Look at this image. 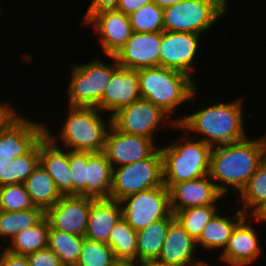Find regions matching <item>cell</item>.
Here are the masks:
<instances>
[{"label": "cell", "instance_id": "obj_1", "mask_svg": "<svg viewBox=\"0 0 266 266\" xmlns=\"http://www.w3.org/2000/svg\"><path fill=\"white\" fill-rule=\"evenodd\" d=\"M242 101L237 98L233 102L218 101L212 105L208 103V106L201 104L197 111L176 118L178 125L175 128L193 133L195 136L191 137L212 147L241 141L248 137L243 123L245 110Z\"/></svg>", "mask_w": 266, "mask_h": 266}, {"label": "cell", "instance_id": "obj_2", "mask_svg": "<svg viewBox=\"0 0 266 266\" xmlns=\"http://www.w3.org/2000/svg\"><path fill=\"white\" fill-rule=\"evenodd\" d=\"M261 162L260 137H255L253 140L247 137L235 143L212 148L209 176L224 196L229 192L237 195L246 186Z\"/></svg>", "mask_w": 266, "mask_h": 266}, {"label": "cell", "instance_id": "obj_3", "mask_svg": "<svg viewBox=\"0 0 266 266\" xmlns=\"http://www.w3.org/2000/svg\"><path fill=\"white\" fill-rule=\"evenodd\" d=\"M68 108L59 137L54 135L47 125H45V136L54 145L69 151L103 152L106 136L112 125V116L108 115L109 118L105 121L106 117H102L104 112L96 107L68 106Z\"/></svg>", "mask_w": 266, "mask_h": 266}, {"label": "cell", "instance_id": "obj_4", "mask_svg": "<svg viewBox=\"0 0 266 266\" xmlns=\"http://www.w3.org/2000/svg\"><path fill=\"white\" fill-rule=\"evenodd\" d=\"M138 75L141 98L148 99L170 117L179 105L196 100L198 84L183 72L156 66L139 69Z\"/></svg>", "mask_w": 266, "mask_h": 266}, {"label": "cell", "instance_id": "obj_5", "mask_svg": "<svg viewBox=\"0 0 266 266\" xmlns=\"http://www.w3.org/2000/svg\"><path fill=\"white\" fill-rule=\"evenodd\" d=\"M171 143L164 147L159 146L162 154L163 184L168 189L174 183L209 175L213 148L211 145L191 137L187 132Z\"/></svg>", "mask_w": 266, "mask_h": 266}, {"label": "cell", "instance_id": "obj_6", "mask_svg": "<svg viewBox=\"0 0 266 266\" xmlns=\"http://www.w3.org/2000/svg\"><path fill=\"white\" fill-rule=\"evenodd\" d=\"M113 60L105 63L96 57L88 63H73L71 79L67 89V106L96 107L100 110V99L119 64L113 55H106Z\"/></svg>", "mask_w": 266, "mask_h": 266}, {"label": "cell", "instance_id": "obj_7", "mask_svg": "<svg viewBox=\"0 0 266 266\" xmlns=\"http://www.w3.org/2000/svg\"><path fill=\"white\" fill-rule=\"evenodd\" d=\"M228 3L229 0H181L163 8L164 31L203 35L223 18L231 5Z\"/></svg>", "mask_w": 266, "mask_h": 266}, {"label": "cell", "instance_id": "obj_8", "mask_svg": "<svg viewBox=\"0 0 266 266\" xmlns=\"http://www.w3.org/2000/svg\"><path fill=\"white\" fill-rule=\"evenodd\" d=\"M163 185L162 154L158 149L144 160L113 168L110 199L123 198Z\"/></svg>", "mask_w": 266, "mask_h": 266}, {"label": "cell", "instance_id": "obj_9", "mask_svg": "<svg viewBox=\"0 0 266 266\" xmlns=\"http://www.w3.org/2000/svg\"><path fill=\"white\" fill-rule=\"evenodd\" d=\"M120 203L122 217L136 232L172 214L169 189L164 184L131 194Z\"/></svg>", "mask_w": 266, "mask_h": 266}, {"label": "cell", "instance_id": "obj_10", "mask_svg": "<svg viewBox=\"0 0 266 266\" xmlns=\"http://www.w3.org/2000/svg\"><path fill=\"white\" fill-rule=\"evenodd\" d=\"M163 123H167L164 126L167 127L169 124L172 128L178 125L175 119H172L160 107L154 105L148 99L141 97L112 115V124L119 131L147 137L154 141L156 130H159V126Z\"/></svg>", "mask_w": 266, "mask_h": 266}, {"label": "cell", "instance_id": "obj_11", "mask_svg": "<svg viewBox=\"0 0 266 266\" xmlns=\"http://www.w3.org/2000/svg\"><path fill=\"white\" fill-rule=\"evenodd\" d=\"M45 125L17 114L0 132V167L29 153L44 138Z\"/></svg>", "mask_w": 266, "mask_h": 266}, {"label": "cell", "instance_id": "obj_12", "mask_svg": "<svg viewBox=\"0 0 266 266\" xmlns=\"http://www.w3.org/2000/svg\"><path fill=\"white\" fill-rule=\"evenodd\" d=\"M191 32H161L159 49V66L174 69L192 77L197 54L199 53L200 38Z\"/></svg>", "mask_w": 266, "mask_h": 266}, {"label": "cell", "instance_id": "obj_13", "mask_svg": "<svg viewBox=\"0 0 266 266\" xmlns=\"http://www.w3.org/2000/svg\"><path fill=\"white\" fill-rule=\"evenodd\" d=\"M156 145L152 139L124 133L112 124L106 136L103 152L112 168H117L151 157L159 149Z\"/></svg>", "mask_w": 266, "mask_h": 266}, {"label": "cell", "instance_id": "obj_14", "mask_svg": "<svg viewBox=\"0 0 266 266\" xmlns=\"http://www.w3.org/2000/svg\"><path fill=\"white\" fill-rule=\"evenodd\" d=\"M93 200L78 195L62 196L45 212L50 228L84 237Z\"/></svg>", "mask_w": 266, "mask_h": 266}, {"label": "cell", "instance_id": "obj_15", "mask_svg": "<svg viewBox=\"0 0 266 266\" xmlns=\"http://www.w3.org/2000/svg\"><path fill=\"white\" fill-rule=\"evenodd\" d=\"M92 26L99 36L100 48L104 55H115L127 40L133 30L129 15L118 10H107L95 14L85 25Z\"/></svg>", "mask_w": 266, "mask_h": 266}, {"label": "cell", "instance_id": "obj_16", "mask_svg": "<svg viewBox=\"0 0 266 266\" xmlns=\"http://www.w3.org/2000/svg\"><path fill=\"white\" fill-rule=\"evenodd\" d=\"M170 207L173 214L190 207L218 205L224 195L210 176L174 183L169 188Z\"/></svg>", "mask_w": 266, "mask_h": 266}, {"label": "cell", "instance_id": "obj_17", "mask_svg": "<svg viewBox=\"0 0 266 266\" xmlns=\"http://www.w3.org/2000/svg\"><path fill=\"white\" fill-rule=\"evenodd\" d=\"M248 221V216H245L235 226L226 248L219 254L220 260L228 266H249L255 263L263 253L257 230L250 225L251 220L249 223Z\"/></svg>", "mask_w": 266, "mask_h": 266}, {"label": "cell", "instance_id": "obj_18", "mask_svg": "<svg viewBox=\"0 0 266 266\" xmlns=\"http://www.w3.org/2000/svg\"><path fill=\"white\" fill-rule=\"evenodd\" d=\"M161 32L132 33L114 57L119 66L143 69L159 66Z\"/></svg>", "mask_w": 266, "mask_h": 266}, {"label": "cell", "instance_id": "obj_19", "mask_svg": "<svg viewBox=\"0 0 266 266\" xmlns=\"http://www.w3.org/2000/svg\"><path fill=\"white\" fill-rule=\"evenodd\" d=\"M140 97L138 70L118 66L100 99V111L112 116Z\"/></svg>", "mask_w": 266, "mask_h": 266}, {"label": "cell", "instance_id": "obj_20", "mask_svg": "<svg viewBox=\"0 0 266 266\" xmlns=\"http://www.w3.org/2000/svg\"><path fill=\"white\" fill-rule=\"evenodd\" d=\"M196 240L184 229L175 218L167 229L158 262L168 266H200L204 260L196 257Z\"/></svg>", "mask_w": 266, "mask_h": 266}, {"label": "cell", "instance_id": "obj_21", "mask_svg": "<svg viewBox=\"0 0 266 266\" xmlns=\"http://www.w3.org/2000/svg\"><path fill=\"white\" fill-rule=\"evenodd\" d=\"M40 164L54 180L62 196L73 195L69 150L54 145L46 136L40 141Z\"/></svg>", "mask_w": 266, "mask_h": 266}, {"label": "cell", "instance_id": "obj_22", "mask_svg": "<svg viewBox=\"0 0 266 266\" xmlns=\"http://www.w3.org/2000/svg\"><path fill=\"white\" fill-rule=\"evenodd\" d=\"M122 217L120 201L113 199H94L92 201L85 238L108 244L110 231Z\"/></svg>", "mask_w": 266, "mask_h": 266}, {"label": "cell", "instance_id": "obj_23", "mask_svg": "<svg viewBox=\"0 0 266 266\" xmlns=\"http://www.w3.org/2000/svg\"><path fill=\"white\" fill-rule=\"evenodd\" d=\"M113 168L104 152H87L86 197L109 199Z\"/></svg>", "mask_w": 266, "mask_h": 266}, {"label": "cell", "instance_id": "obj_24", "mask_svg": "<svg viewBox=\"0 0 266 266\" xmlns=\"http://www.w3.org/2000/svg\"><path fill=\"white\" fill-rule=\"evenodd\" d=\"M245 216L240 209L234 213L233 218L217 213L204 227L200 237L196 240L197 248L201 246L200 248H203V250L223 249L222 251H224L233 229Z\"/></svg>", "mask_w": 266, "mask_h": 266}, {"label": "cell", "instance_id": "obj_25", "mask_svg": "<svg viewBox=\"0 0 266 266\" xmlns=\"http://www.w3.org/2000/svg\"><path fill=\"white\" fill-rule=\"evenodd\" d=\"M174 219L175 215L172 213L169 217L154 221L137 231V262L158 259L167 229Z\"/></svg>", "mask_w": 266, "mask_h": 266}, {"label": "cell", "instance_id": "obj_26", "mask_svg": "<svg viewBox=\"0 0 266 266\" xmlns=\"http://www.w3.org/2000/svg\"><path fill=\"white\" fill-rule=\"evenodd\" d=\"M24 186L33 205L41 208L44 212L62 197L55 186L54 180L40 163L26 179Z\"/></svg>", "mask_w": 266, "mask_h": 266}, {"label": "cell", "instance_id": "obj_27", "mask_svg": "<svg viewBox=\"0 0 266 266\" xmlns=\"http://www.w3.org/2000/svg\"><path fill=\"white\" fill-rule=\"evenodd\" d=\"M240 210L248 217L257 216L266 207V164L261 162L246 186L240 191Z\"/></svg>", "mask_w": 266, "mask_h": 266}, {"label": "cell", "instance_id": "obj_28", "mask_svg": "<svg viewBox=\"0 0 266 266\" xmlns=\"http://www.w3.org/2000/svg\"><path fill=\"white\" fill-rule=\"evenodd\" d=\"M50 224L44 216L36 225L20 231L4 247L11 253L28 255L47 247Z\"/></svg>", "mask_w": 266, "mask_h": 266}, {"label": "cell", "instance_id": "obj_29", "mask_svg": "<svg viewBox=\"0 0 266 266\" xmlns=\"http://www.w3.org/2000/svg\"><path fill=\"white\" fill-rule=\"evenodd\" d=\"M108 245L118 261L137 262V232L121 217L110 231Z\"/></svg>", "mask_w": 266, "mask_h": 266}, {"label": "cell", "instance_id": "obj_30", "mask_svg": "<svg viewBox=\"0 0 266 266\" xmlns=\"http://www.w3.org/2000/svg\"><path fill=\"white\" fill-rule=\"evenodd\" d=\"M44 216L45 212L37 207L22 211H2L0 214V238L4 237L2 243L6 244L20 231L36 225Z\"/></svg>", "mask_w": 266, "mask_h": 266}, {"label": "cell", "instance_id": "obj_31", "mask_svg": "<svg viewBox=\"0 0 266 266\" xmlns=\"http://www.w3.org/2000/svg\"><path fill=\"white\" fill-rule=\"evenodd\" d=\"M82 236L50 228L47 247L60 259L61 264H77L83 245Z\"/></svg>", "mask_w": 266, "mask_h": 266}, {"label": "cell", "instance_id": "obj_32", "mask_svg": "<svg viewBox=\"0 0 266 266\" xmlns=\"http://www.w3.org/2000/svg\"><path fill=\"white\" fill-rule=\"evenodd\" d=\"M217 205L197 206L177 211L174 215L190 236L197 240L209 221L220 211Z\"/></svg>", "mask_w": 266, "mask_h": 266}, {"label": "cell", "instance_id": "obj_33", "mask_svg": "<svg viewBox=\"0 0 266 266\" xmlns=\"http://www.w3.org/2000/svg\"><path fill=\"white\" fill-rule=\"evenodd\" d=\"M132 30L138 33L163 32V8L153 1L129 15Z\"/></svg>", "mask_w": 266, "mask_h": 266}, {"label": "cell", "instance_id": "obj_34", "mask_svg": "<svg viewBox=\"0 0 266 266\" xmlns=\"http://www.w3.org/2000/svg\"><path fill=\"white\" fill-rule=\"evenodd\" d=\"M118 262L108 244L84 237L78 266H116Z\"/></svg>", "mask_w": 266, "mask_h": 266}, {"label": "cell", "instance_id": "obj_35", "mask_svg": "<svg viewBox=\"0 0 266 266\" xmlns=\"http://www.w3.org/2000/svg\"><path fill=\"white\" fill-rule=\"evenodd\" d=\"M0 204L2 211H22L35 207L24 184L0 186Z\"/></svg>", "mask_w": 266, "mask_h": 266}, {"label": "cell", "instance_id": "obj_36", "mask_svg": "<svg viewBox=\"0 0 266 266\" xmlns=\"http://www.w3.org/2000/svg\"><path fill=\"white\" fill-rule=\"evenodd\" d=\"M87 152L69 151V168L73 182V195L86 197Z\"/></svg>", "mask_w": 266, "mask_h": 266}, {"label": "cell", "instance_id": "obj_37", "mask_svg": "<svg viewBox=\"0 0 266 266\" xmlns=\"http://www.w3.org/2000/svg\"><path fill=\"white\" fill-rule=\"evenodd\" d=\"M40 163V142L27 154L13 159L14 184H24Z\"/></svg>", "mask_w": 266, "mask_h": 266}, {"label": "cell", "instance_id": "obj_38", "mask_svg": "<svg viewBox=\"0 0 266 266\" xmlns=\"http://www.w3.org/2000/svg\"><path fill=\"white\" fill-rule=\"evenodd\" d=\"M29 266H60L58 256L48 247L27 255Z\"/></svg>", "mask_w": 266, "mask_h": 266}, {"label": "cell", "instance_id": "obj_39", "mask_svg": "<svg viewBox=\"0 0 266 266\" xmlns=\"http://www.w3.org/2000/svg\"><path fill=\"white\" fill-rule=\"evenodd\" d=\"M120 0H92L86 9L85 15L79 25L84 26L95 14L107 11L117 10Z\"/></svg>", "mask_w": 266, "mask_h": 266}, {"label": "cell", "instance_id": "obj_40", "mask_svg": "<svg viewBox=\"0 0 266 266\" xmlns=\"http://www.w3.org/2000/svg\"><path fill=\"white\" fill-rule=\"evenodd\" d=\"M0 253V266H29L26 255H18L9 252L3 246Z\"/></svg>", "mask_w": 266, "mask_h": 266}, {"label": "cell", "instance_id": "obj_41", "mask_svg": "<svg viewBox=\"0 0 266 266\" xmlns=\"http://www.w3.org/2000/svg\"><path fill=\"white\" fill-rule=\"evenodd\" d=\"M152 1L153 0H120L117 10L130 15L132 12L137 11L140 7Z\"/></svg>", "mask_w": 266, "mask_h": 266}, {"label": "cell", "instance_id": "obj_42", "mask_svg": "<svg viewBox=\"0 0 266 266\" xmlns=\"http://www.w3.org/2000/svg\"><path fill=\"white\" fill-rule=\"evenodd\" d=\"M10 105L3 102L0 103V132L18 114V110Z\"/></svg>", "mask_w": 266, "mask_h": 266}, {"label": "cell", "instance_id": "obj_43", "mask_svg": "<svg viewBox=\"0 0 266 266\" xmlns=\"http://www.w3.org/2000/svg\"><path fill=\"white\" fill-rule=\"evenodd\" d=\"M14 184L13 160L8 166L0 167V186Z\"/></svg>", "mask_w": 266, "mask_h": 266}, {"label": "cell", "instance_id": "obj_44", "mask_svg": "<svg viewBox=\"0 0 266 266\" xmlns=\"http://www.w3.org/2000/svg\"><path fill=\"white\" fill-rule=\"evenodd\" d=\"M181 0H153V2L162 7V8H166V7H169L171 5H174L178 2H180Z\"/></svg>", "mask_w": 266, "mask_h": 266}, {"label": "cell", "instance_id": "obj_45", "mask_svg": "<svg viewBox=\"0 0 266 266\" xmlns=\"http://www.w3.org/2000/svg\"><path fill=\"white\" fill-rule=\"evenodd\" d=\"M260 144L262 148V162L266 164V134L260 136Z\"/></svg>", "mask_w": 266, "mask_h": 266}, {"label": "cell", "instance_id": "obj_46", "mask_svg": "<svg viewBox=\"0 0 266 266\" xmlns=\"http://www.w3.org/2000/svg\"><path fill=\"white\" fill-rule=\"evenodd\" d=\"M250 218L258 222H262L263 224L266 222V207L257 215V216H250Z\"/></svg>", "mask_w": 266, "mask_h": 266}, {"label": "cell", "instance_id": "obj_47", "mask_svg": "<svg viewBox=\"0 0 266 266\" xmlns=\"http://www.w3.org/2000/svg\"><path fill=\"white\" fill-rule=\"evenodd\" d=\"M140 266H168V265L158 262L157 260H150V261H140Z\"/></svg>", "mask_w": 266, "mask_h": 266}, {"label": "cell", "instance_id": "obj_48", "mask_svg": "<svg viewBox=\"0 0 266 266\" xmlns=\"http://www.w3.org/2000/svg\"><path fill=\"white\" fill-rule=\"evenodd\" d=\"M116 266H140V262L136 261H119Z\"/></svg>", "mask_w": 266, "mask_h": 266}, {"label": "cell", "instance_id": "obj_49", "mask_svg": "<svg viewBox=\"0 0 266 266\" xmlns=\"http://www.w3.org/2000/svg\"><path fill=\"white\" fill-rule=\"evenodd\" d=\"M60 266H78L77 264H61Z\"/></svg>", "mask_w": 266, "mask_h": 266}, {"label": "cell", "instance_id": "obj_50", "mask_svg": "<svg viewBox=\"0 0 266 266\" xmlns=\"http://www.w3.org/2000/svg\"><path fill=\"white\" fill-rule=\"evenodd\" d=\"M200 266H210V264H208V261H206V262L204 261Z\"/></svg>", "mask_w": 266, "mask_h": 266}, {"label": "cell", "instance_id": "obj_51", "mask_svg": "<svg viewBox=\"0 0 266 266\" xmlns=\"http://www.w3.org/2000/svg\"><path fill=\"white\" fill-rule=\"evenodd\" d=\"M0 3H1V2H0ZM1 11H2V7H1V5H0V16H1V14H2Z\"/></svg>", "mask_w": 266, "mask_h": 266}]
</instances>
